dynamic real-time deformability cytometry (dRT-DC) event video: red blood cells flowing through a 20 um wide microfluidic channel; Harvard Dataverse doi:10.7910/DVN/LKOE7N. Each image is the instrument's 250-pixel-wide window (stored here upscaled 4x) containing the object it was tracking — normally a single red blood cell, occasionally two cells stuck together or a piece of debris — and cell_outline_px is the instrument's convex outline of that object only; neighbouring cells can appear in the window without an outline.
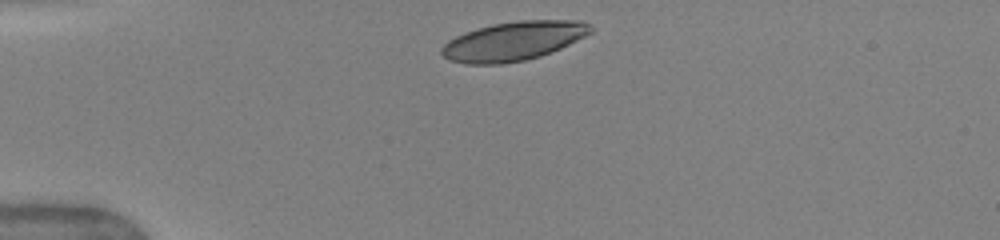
{"species": "human", "species_latin": "Homo sapiens", "temperature_condition": "warm", "stored_images_in_passage": 16, "camera_frame_rate_fps": 3000, "um_per_image_px": 0.085, "donor": {"sex": "female"}, "frame": {"image": 1, "passage_image": 1, "time_ms": 0.0, "image_size_px": [1000, 240], "cell_outline_px": [[596, 28], [592, 32], [560, 48], [540, 56], [524, 60], [504, 64], [464, 64], [448, 60], [440, 52], [440, 48], [448, 40], [464, 32], [492, 24], [520, 20], [584, 20]], "centroid_in_image_um": [43.64, 3.48], "position_along_channel_um": 41.4, "area_um2": 34.04}}